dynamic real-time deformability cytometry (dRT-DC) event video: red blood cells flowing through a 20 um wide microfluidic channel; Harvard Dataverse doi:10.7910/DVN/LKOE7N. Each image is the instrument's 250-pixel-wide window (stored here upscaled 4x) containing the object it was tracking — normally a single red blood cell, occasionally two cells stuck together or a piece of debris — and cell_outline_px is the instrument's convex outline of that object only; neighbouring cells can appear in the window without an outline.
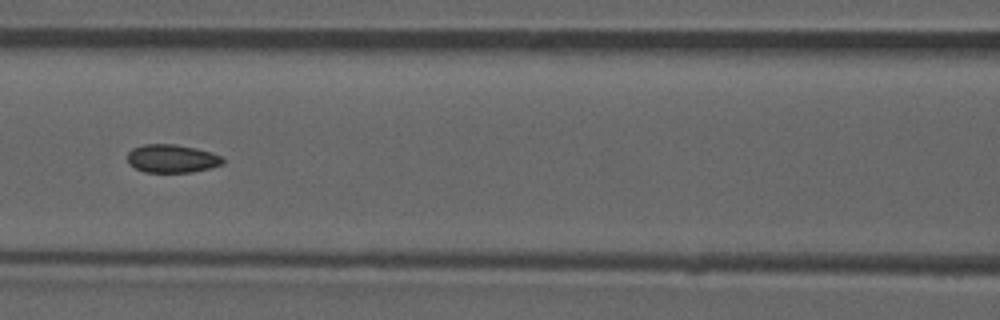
{"species": "common noctule bat (a hibernating species)", "species_latin": "Nyctalus noctula", "temperature_condition": "room temperature", "stored_images_in_passage": 52, "camera_frame_rate_fps": 3000, "um_per_image_px": 0.085, "animal": {"sex": "male", "forearm_length_mm": 52.5}, "frame": {"image": 1, "passage_image": 23, "time_ms": 7.333, "image_size_px": [1000, 320], "cell_outline_px": [[224, 164], [212, 168], [192, 172], [144, 172], [128, 164], [128, 152], [132, 148], [144, 144], [172, 144], [196, 148], [212, 152], [224, 156]], "centroid_in_image_um": [14.66, 13.48], "position_along_channel_um": 151.9, "area_um2": 15.9}, "authors_computed_cell_mechanics": {"area_um2": 15.9528, "velocity_mm_per_s": 3.9452, "shape_relaxation_time_tau1_ms": null, "shape_relaxation_time_tau2_ms": 1.8545, "deformation_change_tau1": null, "deformation_change_tau2": 0.066}}